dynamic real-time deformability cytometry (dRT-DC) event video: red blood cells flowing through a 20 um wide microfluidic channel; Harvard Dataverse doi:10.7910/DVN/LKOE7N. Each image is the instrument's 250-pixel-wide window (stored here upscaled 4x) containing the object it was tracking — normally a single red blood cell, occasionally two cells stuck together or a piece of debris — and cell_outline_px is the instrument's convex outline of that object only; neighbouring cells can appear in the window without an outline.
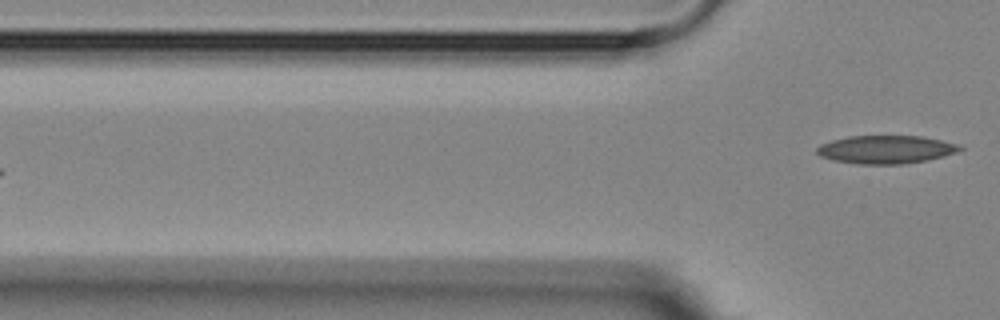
{"species": "Egyptian fruit bat (a non-hibernating species)", "species_latin": "Rousettus aegyptiacus", "temperature_condition": "room temperature", "stored_images_in_passage": 6, "segment_of_instrument_passage": [2, 2], "camera_frame_rate_fps": 3000, "um_per_image_px": 0.085, "animal": {"sex": "female"}, "frame": {"image": 1, "passage_image": 6, "time_ms": 7.0, "image_size_px": [1000, 320], "cell_outline_px": [[964, 148], [956, 152], [928, 160], [904, 164], [856, 164], [832, 160], [820, 156], [816, 152], [816, 148], [820, 144], [832, 140], [848, 136], [920, 136], [940, 140], [956, 144]], "centroid_in_image_um": [75.25, 12.71], "position_along_channel_um": 50.6, "area_um2": 23.41}}